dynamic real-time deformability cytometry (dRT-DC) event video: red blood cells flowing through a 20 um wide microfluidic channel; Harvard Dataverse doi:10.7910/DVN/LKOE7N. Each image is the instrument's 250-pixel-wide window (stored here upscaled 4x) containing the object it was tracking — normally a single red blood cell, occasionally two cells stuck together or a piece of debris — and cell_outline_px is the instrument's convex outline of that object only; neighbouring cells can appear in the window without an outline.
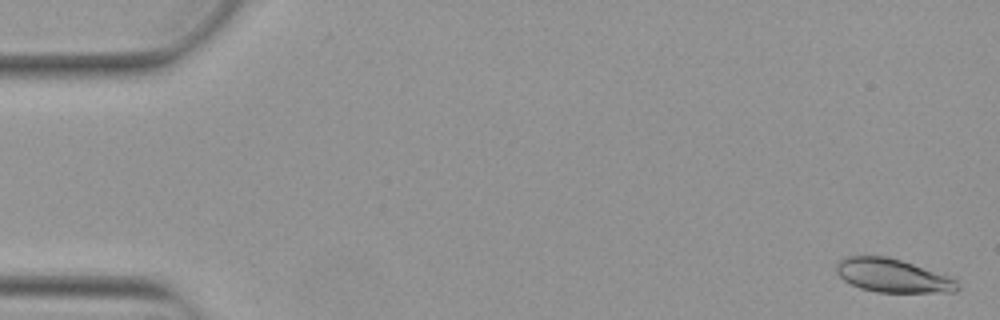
{"species": "Egyptian fruit bat (a non-hibernating species)", "species_latin": "Rousettus aegyptiacus", "temperature_condition": "warm", "stored_images_in_passage": 54, "camera_frame_rate_fps": 3000, "um_per_image_px": 0.085, "animal": {"sex": "female"}, "frame": {"image": 1, "passage_image": 2, "time_ms": 0.333, "image_size_px": [1000, 320], "cell_outline_px": [[960, 288], [956, 292], [876, 292], [860, 288], [844, 280], [836, 272], [836, 264], [840, 260], [848, 256], [884, 256], [900, 260], [948, 276], [956, 280], [960, 284]], "centroid_in_image_um": [75.88, 23.44], "position_along_channel_um": 9.1, "area_um2": 23.41}}
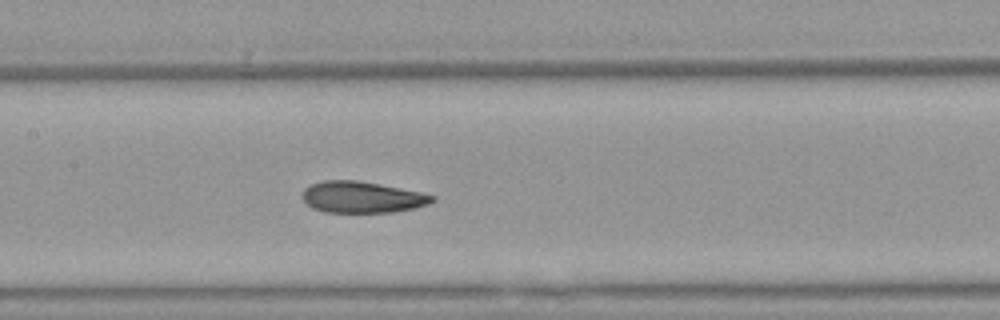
{"frame": {"image": 2, "passage_image": 26, "time_ms": 8.333, "image_size_px": [1000, 320], "cell_outline_px": [[436, 200], [428, 204], [412, 208], [392, 212], [324, 212], [312, 208], [304, 200], [304, 188], [312, 184], [324, 180], [356, 180], [380, 184], [420, 192], [436, 196]], "centroid_in_image_um": [30.78, 16.75], "position_along_channel_um": 176.6, "area_um2": 23.52}}
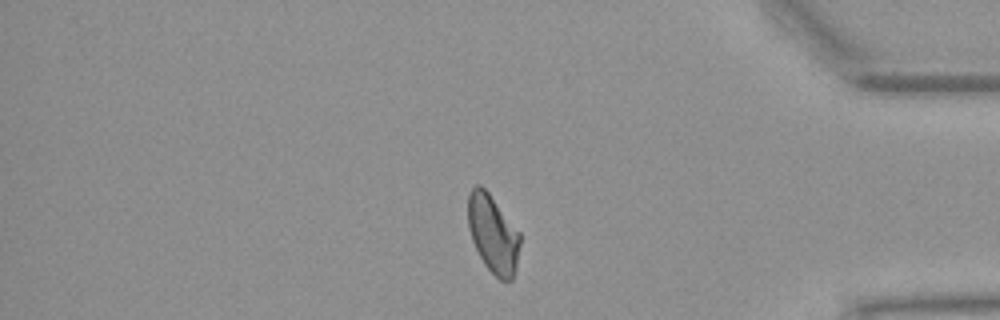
{"frame": {"image": 3, "passage_image": 45, "time_ms": 14.667, "image_size_px": [1000, 320], "cell_outline_px": [[520, 244], [516, 268], [512, 280], [500, 280], [484, 264], [472, 240], [468, 228], [468, 196], [472, 188], [476, 184], [480, 184], [488, 192], [520, 232]], "centroid_in_image_um": [41.9, 19.88], "position_along_channel_um": 393.3, "area_um2": 23.52}, "authors_computed_cell_mechanics": {"area_um2": 23.9003, "velocity_mm_per_s": 3.8714, "shape_relaxation_time_tau1_ms": 8.4601, "shape_relaxation_time_tau2_ms": 2.0713, "deformation_change_tau1": 0.1964, "deformation_change_tau2": 0.0709}}